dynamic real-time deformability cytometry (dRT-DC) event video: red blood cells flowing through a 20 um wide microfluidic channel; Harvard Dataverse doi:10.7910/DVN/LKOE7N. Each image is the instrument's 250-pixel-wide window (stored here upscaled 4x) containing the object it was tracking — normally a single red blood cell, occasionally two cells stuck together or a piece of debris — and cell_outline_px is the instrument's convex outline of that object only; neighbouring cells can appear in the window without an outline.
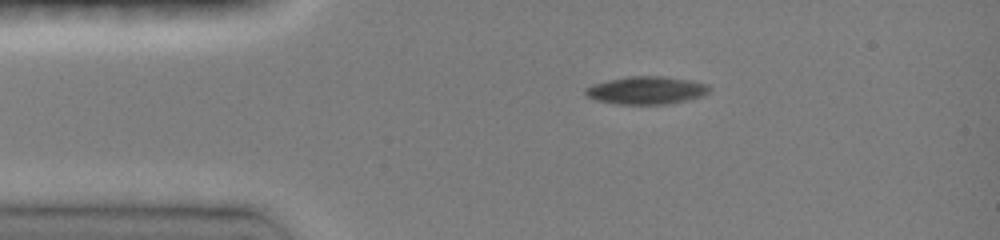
{"species": "common noctule bat (a hibernating species)", "species_latin": "Nyctalus noctula", "temperature_condition": "room temperature", "stored_images_in_passage": 5, "camera_frame_rate_fps": 3000, "um_per_image_px": 0.085, "animal": {"sex": "female", "body_mass_g": 19.0, "forearm_length_mm": 51.5}, "frame": {"image": 1, "passage_image": 1, "time_ms": 0.0, "image_size_px": [1000, 240], "cell_outline_px": [[712, 88], [708, 92], [700, 96], [688, 100], [668, 104], [616, 104], [596, 100], [588, 96], [584, 92], [584, 88], [592, 84], [608, 80], [628, 76], [660, 76], [692, 80], [708, 84]], "centroid_in_image_um": [54.94, 7.67], "position_along_channel_um": 30.1, "area_um2": 20.17}}
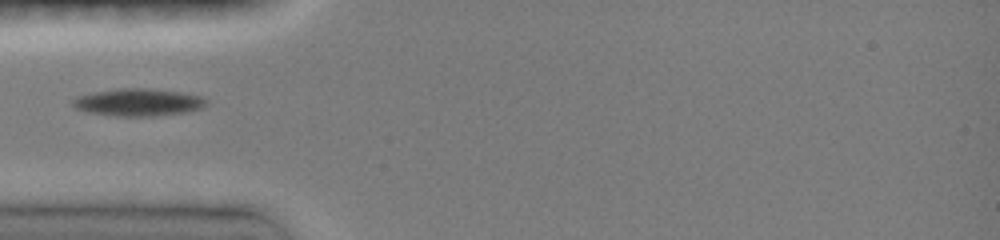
{"frame": {"image": 2, "passage_image": 3, "time_ms": 2.0, "image_size_px": [1000, 240], "cell_outline_px": [[208, 104], [200, 108], [184, 112], [156, 116], [116, 116], [84, 112], [76, 108], [72, 104], [72, 100], [76, 96], [92, 92], [120, 88], [144, 88], [180, 92], [200, 96], [208, 100]], "centroid_in_image_um": [11.71, 8.7], "position_along_channel_um": 73.3, "area_um2": 21.39}}
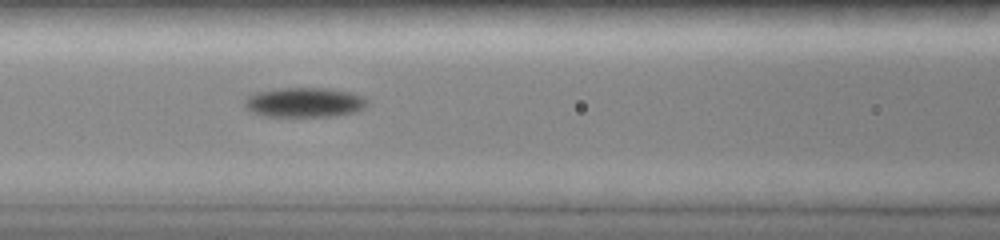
{"frame": {"image": 3, "passage_image": 5, "time_ms": 3.667, "image_size_px": [1000, 240], "cell_outline_px": [[368, 104], [364, 108], [356, 112], [336, 116], [264, 116], [252, 112], [244, 108], [244, 100], [252, 92], [280, 88], [324, 88], [352, 92], [364, 96], [368, 100]], "centroid_in_image_um": [25.87, 8.7], "position_along_channel_um": 140.7, "area_um2": 21.56}}